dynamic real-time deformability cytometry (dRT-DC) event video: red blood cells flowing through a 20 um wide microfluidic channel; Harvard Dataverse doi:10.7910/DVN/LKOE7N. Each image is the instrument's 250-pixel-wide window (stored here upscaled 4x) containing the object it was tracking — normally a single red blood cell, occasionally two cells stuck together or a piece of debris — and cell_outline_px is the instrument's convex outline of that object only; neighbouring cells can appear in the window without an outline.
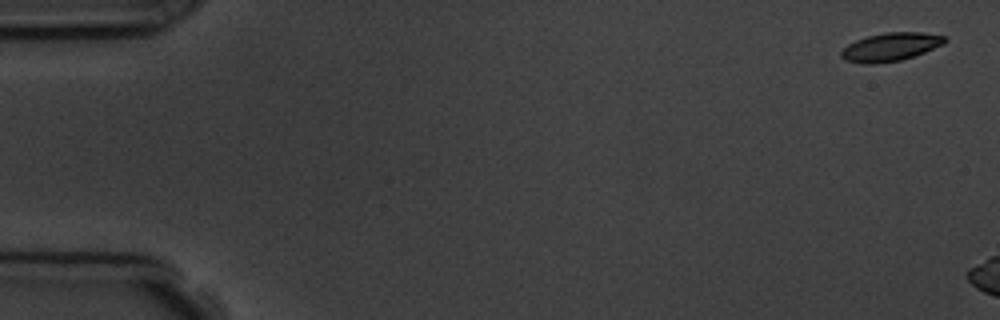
{"species": "common noctule bat (a hibernating species)", "species_latin": "Nyctalus noctula", "temperature_condition": "room temperature", "stored_images_in_passage": 3, "camera_frame_rate_fps": 3000, "um_per_image_px": 0.085, "animal": {"sex": "male", "body_mass_g": 19.5, "forearm_length_mm": 54.6}, "frame": {"image": 1, "passage_image": 1, "time_ms": 0.0, "image_size_px": [1000, 320], "cell_outline_px": [[948, 40], [944, 44], [924, 52], [900, 60], [872, 64], [864, 64], [844, 60], [840, 56], [840, 52], [848, 44], [856, 40], [868, 36], [888, 32], [920, 32], [944, 36]], "centroid_in_image_um": [75.68, 3.99], "position_along_channel_um": 9.3, "area_um2": 16.94}}